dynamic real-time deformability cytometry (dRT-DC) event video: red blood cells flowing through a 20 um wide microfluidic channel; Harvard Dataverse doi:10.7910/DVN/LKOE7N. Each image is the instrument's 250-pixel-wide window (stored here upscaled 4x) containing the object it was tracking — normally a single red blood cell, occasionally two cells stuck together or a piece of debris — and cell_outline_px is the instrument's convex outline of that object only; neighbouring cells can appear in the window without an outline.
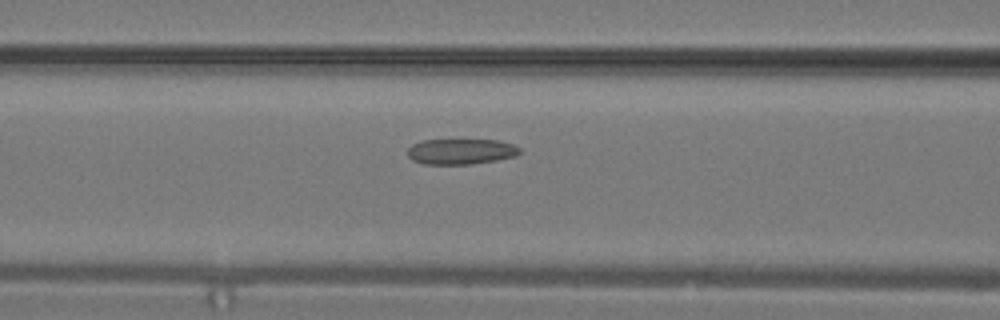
{"species": "common noctule bat (a hibernating species)", "species_latin": "Nyctalus noctula", "temperature_condition": "warm", "stored_images_in_passage": 9, "camera_frame_rate_fps": 3000, "um_per_image_px": 0.085, "animal": {"sex": "male", "body_mass_g": 19.2, "forearm_length_mm": 51.8}, "frame": {"image": 1, "passage_image": 8, "time_ms": 2.333, "image_size_px": [1000, 320], "cell_outline_px": [[520, 152], [516, 156], [496, 160], [472, 164], [424, 164], [412, 160], [408, 156], [408, 148], [412, 144], [420, 140], [500, 140], [512, 144], [520, 148]], "centroid_in_image_um": [39.16, 12.87], "position_along_channel_um": 127.4, "area_um2": 16.76}}